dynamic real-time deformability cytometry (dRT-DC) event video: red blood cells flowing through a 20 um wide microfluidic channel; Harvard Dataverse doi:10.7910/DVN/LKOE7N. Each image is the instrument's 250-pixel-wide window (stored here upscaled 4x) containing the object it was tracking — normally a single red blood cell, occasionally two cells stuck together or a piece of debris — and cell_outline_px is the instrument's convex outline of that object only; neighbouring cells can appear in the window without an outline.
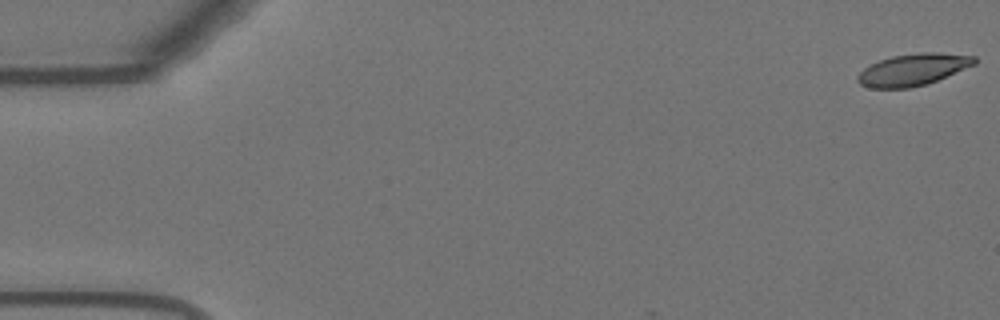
{"species": "Egyptian fruit bat (a non-hibernating species)", "species_latin": "Rousettus aegyptiacus", "temperature_condition": "warm", "stored_images_in_passage": 5, "camera_frame_rate_fps": 3000, "um_per_image_px": 0.085, "animal": {"sex": "female"}, "frame": {"image": 1, "passage_image": 1, "time_ms": 0.0, "image_size_px": [1000, 320], "cell_outline_px": [[976, 64], [936, 80], [924, 84], [908, 88], [868, 88], [860, 84], [856, 80], [856, 76], [864, 68], [880, 60], [892, 56], [920, 52], [940, 52], [976, 56]], "centroid_in_image_um": [77.59, 5.91], "position_along_channel_um": 7.4, "area_um2": 21.56}}